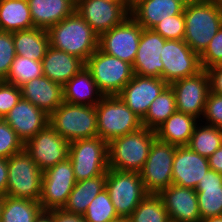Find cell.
Instances as JSON below:
<instances>
[{
  "label": "cell",
  "mask_w": 222,
  "mask_h": 222,
  "mask_svg": "<svg viewBox=\"0 0 222 222\" xmlns=\"http://www.w3.org/2000/svg\"><path fill=\"white\" fill-rule=\"evenodd\" d=\"M16 55L42 61L50 46L49 34L45 29L30 28L13 32Z\"/></svg>",
  "instance_id": "30"
},
{
  "label": "cell",
  "mask_w": 222,
  "mask_h": 222,
  "mask_svg": "<svg viewBox=\"0 0 222 222\" xmlns=\"http://www.w3.org/2000/svg\"><path fill=\"white\" fill-rule=\"evenodd\" d=\"M33 25L49 30L75 12L76 0H28Z\"/></svg>",
  "instance_id": "25"
},
{
  "label": "cell",
  "mask_w": 222,
  "mask_h": 222,
  "mask_svg": "<svg viewBox=\"0 0 222 222\" xmlns=\"http://www.w3.org/2000/svg\"><path fill=\"white\" fill-rule=\"evenodd\" d=\"M177 146L157 137L152 142L147 160L139 172L148 194H159L172 184V167Z\"/></svg>",
  "instance_id": "10"
},
{
  "label": "cell",
  "mask_w": 222,
  "mask_h": 222,
  "mask_svg": "<svg viewBox=\"0 0 222 222\" xmlns=\"http://www.w3.org/2000/svg\"><path fill=\"white\" fill-rule=\"evenodd\" d=\"M22 98L31 102L50 116L63 100V86L46 76L34 78L21 87Z\"/></svg>",
  "instance_id": "22"
},
{
  "label": "cell",
  "mask_w": 222,
  "mask_h": 222,
  "mask_svg": "<svg viewBox=\"0 0 222 222\" xmlns=\"http://www.w3.org/2000/svg\"><path fill=\"white\" fill-rule=\"evenodd\" d=\"M222 145V128L200 121L190 138L188 147L203 157L209 158Z\"/></svg>",
  "instance_id": "34"
},
{
  "label": "cell",
  "mask_w": 222,
  "mask_h": 222,
  "mask_svg": "<svg viewBox=\"0 0 222 222\" xmlns=\"http://www.w3.org/2000/svg\"><path fill=\"white\" fill-rule=\"evenodd\" d=\"M8 182V166L7 159L0 158V196H6V188Z\"/></svg>",
  "instance_id": "46"
},
{
  "label": "cell",
  "mask_w": 222,
  "mask_h": 222,
  "mask_svg": "<svg viewBox=\"0 0 222 222\" xmlns=\"http://www.w3.org/2000/svg\"><path fill=\"white\" fill-rule=\"evenodd\" d=\"M71 160L67 158L43 172L39 203L43 211L62 209L76 183Z\"/></svg>",
  "instance_id": "11"
},
{
  "label": "cell",
  "mask_w": 222,
  "mask_h": 222,
  "mask_svg": "<svg viewBox=\"0 0 222 222\" xmlns=\"http://www.w3.org/2000/svg\"><path fill=\"white\" fill-rule=\"evenodd\" d=\"M53 222H85L80 215L67 213L62 209L53 210Z\"/></svg>",
  "instance_id": "45"
},
{
  "label": "cell",
  "mask_w": 222,
  "mask_h": 222,
  "mask_svg": "<svg viewBox=\"0 0 222 222\" xmlns=\"http://www.w3.org/2000/svg\"><path fill=\"white\" fill-rule=\"evenodd\" d=\"M34 222H53V210L42 211Z\"/></svg>",
  "instance_id": "48"
},
{
  "label": "cell",
  "mask_w": 222,
  "mask_h": 222,
  "mask_svg": "<svg viewBox=\"0 0 222 222\" xmlns=\"http://www.w3.org/2000/svg\"><path fill=\"white\" fill-rule=\"evenodd\" d=\"M184 42L199 56L222 27V12L214 0H196L184 7Z\"/></svg>",
  "instance_id": "2"
},
{
  "label": "cell",
  "mask_w": 222,
  "mask_h": 222,
  "mask_svg": "<svg viewBox=\"0 0 222 222\" xmlns=\"http://www.w3.org/2000/svg\"><path fill=\"white\" fill-rule=\"evenodd\" d=\"M85 222H109L118 218V214L106 189L100 192L83 214Z\"/></svg>",
  "instance_id": "37"
},
{
  "label": "cell",
  "mask_w": 222,
  "mask_h": 222,
  "mask_svg": "<svg viewBox=\"0 0 222 222\" xmlns=\"http://www.w3.org/2000/svg\"><path fill=\"white\" fill-rule=\"evenodd\" d=\"M175 93L177 111L202 119L210 92L209 77L205 69L197 74L170 84Z\"/></svg>",
  "instance_id": "16"
},
{
  "label": "cell",
  "mask_w": 222,
  "mask_h": 222,
  "mask_svg": "<svg viewBox=\"0 0 222 222\" xmlns=\"http://www.w3.org/2000/svg\"><path fill=\"white\" fill-rule=\"evenodd\" d=\"M202 69H207L222 63V27L211 39L209 45L200 55Z\"/></svg>",
  "instance_id": "42"
},
{
  "label": "cell",
  "mask_w": 222,
  "mask_h": 222,
  "mask_svg": "<svg viewBox=\"0 0 222 222\" xmlns=\"http://www.w3.org/2000/svg\"><path fill=\"white\" fill-rule=\"evenodd\" d=\"M168 212L170 222H200L195 189L171 184L158 194Z\"/></svg>",
  "instance_id": "18"
},
{
  "label": "cell",
  "mask_w": 222,
  "mask_h": 222,
  "mask_svg": "<svg viewBox=\"0 0 222 222\" xmlns=\"http://www.w3.org/2000/svg\"><path fill=\"white\" fill-rule=\"evenodd\" d=\"M128 219L129 222H170L168 212L158 194H148Z\"/></svg>",
  "instance_id": "36"
},
{
  "label": "cell",
  "mask_w": 222,
  "mask_h": 222,
  "mask_svg": "<svg viewBox=\"0 0 222 222\" xmlns=\"http://www.w3.org/2000/svg\"><path fill=\"white\" fill-rule=\"evenodd\" d=\"M69 145L70 142L48 125L28 140L24 149L44 172L69 158Z\"/></svg>",
  "instance_id": "15"
},
{
  "label": "cell",
  "mask_w": 222,
  "mask_h": 222,
  "mask_svg": "<svg viewBox=\"0 0 222 222\" xmlns=\"http://www.w3.org/2000/svg\"><path fill=\"white\" fill-rule=\"evenodd\" d=\"M152 30L166 40H183L185 36L184 14L170 16L157 23Z\"/></svg>",
  "instance_id": "39"
},
{
  "label": "cell",
  "mask_w": 222,
  "mask_h": 222,
  "mask_svg": "<svg viewBox=\"0 0 222 222\" xmlns=\"http://www.w3.org/2000/svg\"><path fill=\"white\" fill-rule=\"evenodd\" d=\"M156 138V131L139 130L115 138L108 143V166L118 171L140 172Z\"/></svg>",
  "instance_id": "3"
},
{
  "label": "cell",
  "mask_w": 222,
  "mask_h": 222,
  "mask_svg": "<svg viewBox=\"0 0 222 222\" xmlns=\"http://www.w3.org/2000/svg\"><path fill=\"white\" fill-rule=\"evenodd\" d=\"M104 1H126V0H104Z\"/></svg>",
  "instance_id": "55"
},
{
  "label": "cell",
  "mask_w": 222,
  "mask_h": 222,
  "mask_svg": "<svg viewBox=\"0 0 222 222\" xmlns=\"http://www.w3.org/2000/svg\"><path fill=\"white\" fill-rule=\"evenodd\" d=\"M95 108L98 136L107 143L142 127L141 119L118 95L104 96Z\"/></svg>",
  "instance_id": "5"
},
{
  "label": "cell",
  "mask_w": 222,
  "mask_h": 222,
  "mask_svg": "<svg viewBox=\"0 0 222 222\" xmlns=\"http://www.w3.org/2000/svg\"><path fill=\"white\" fill-rule=\"evenodd\" d=\"M34 28L28 0H0V30L17 32Z\"/></svg>",
  "instance_id": "31"
},
{
  "label": "cell",
  "mask_w": 222,
  "mask_h": 222,
  "mask_svg": "<svg viewBox=\"0 0 222 222\" xmlns=\"http://www.w3.org/2000/svg\"><path fill=\"white\" fill-rule=\"evenodd\" d=\"M6 196L33 201L40 200L43 171L25 149L7 159Z\"/></svg>",
  "instance_id": "7"
},
{
  "label": "cell",
  "mask_w": 222,
  "mask_h": 222,
  "mask_svg": "<svg viewBox=\"0 0 222 222\" xmlns=\"http://www.w3.org/2000/svg\"><path fill=\"white\" fill-rule=\"evenodd\" d=\"M24 150V143L4 119L0 121V158H10Z\"/></svg>",
  "instance_id": "38"
},
{
  "label": "cell",
  "mask_w": 222,
  "mask_h": 222,
  "mask_svg": "<svg viewBox=\"0 0 222 222\" xmlns=\"http://www.w3.org/2000/svg\"><path fill=\"white\" fill-rule=\"evenodd\" d=\"M42 211L38 201L4 196L0 222H34Z\"/></svg>",
  "instance_id": "32"
},
{
  "label": "cell",
  "mask_w": 222,
  "mask_h": 222,
  "mask_svg": "<svg viewBox=\"0 0 222 222\" xmlns=\"http://www.w3.org/2000/svg\"><path fill=\"white\" fill-rule=\"evenodd\" d=\"M85 67L91 72L93 80L104 96L118 95L134 76L132 64L99 48L88 58Z\"/></svg>",
  "instance_id": "6"
},
{
  "label": "cell",
  "mask_w": 222,
  "mask_h": 222,
  "mask_svg": "<svg viewBox=\"0 0 222 222\" xmlns=\"http://www.w3.org/2000/svg\"><path fill=\"white\" fill-rule=\"evenodd\" d=\"M109 222H129V219L126 217H118L115 220L109 221Z\"/></svg>",
  "instance_id": "51"
},
{
  "label": "cell",
  "mask_w": 222,
  "mask_h": 222,
  "mask_svg": "<svg viewBox=\"0 0 222 222\" xmlns=\"http://www.w3.org/2000/svg\"><path fill=\"white\" fill-rule=\"evenodd\" d=\"M3 119L13 128L24 144L49 125V116L23 98Z\"/></svg>",
  "instance_id": "20"
},
{
  "label": "cell",
  "mask_w": 222,
  "mask_h": 222,
  "mask_svg": "<svg viewBox=\"0 0 222 222\" xmlns=\"http://www.w3.org/2000/svg\"><path fill=\"white\" fill-rule=\"evenodd\" d=\"M209 167L222 174V145L208 158Z\"/></svg>",
  "instance_id": "47"
},
{
  "label": "cell",
  "mask_w": 222,
  "mask_h": 222,
  "mask_svg": "<svg viewBox=\"0 0 222 222\" xmlns=\"http://www.w3.org/2000/svg\"><path fill=\"white\" fill-rule=\"evenodd\" d=\"M50 46L80 58L84 63L98 49L99 36L75 11L49 30Z\"/></svg>",
  "instance_id": "1"
},
{
  "label": "cell",
  "mask_w": 222,
  "mask_h": 222,
  "mask_svg": "<svg viewBox=\"0 0 222 222\" xmlns=\"http://www.w3.org/2000/svg\"><path fill=\"white\" fill-rule=\"evenodd\" d=\"M3 197L0 196V221H1V209H2Z\"/></svg>",
  "instance_id": "54"
},
{
  "label": "cell",
  "mask_w": 222,
  "mask_h": 222,
  "mask_svg": "<svg viewBox=\"0 0 222 222\" xmlns=\"http://www.w3.org/2000/svg\"><path fill=\"white\" fill-rule=\"evenodd\" d=\"M200 222H222V215L201 219Z\"/></svg>",
  "instance_id": "49"
},
{
  "label": "cell",
  "mask_w": 222,
  "mask_h": 222,
  "mask_svg": "<svg viewBox=\"0 0 222 222\" xmlns=\"http://www.w3.org/2000/svg\"><path fill=\"white\" fill-rule=\"evenodd\" d=\"M176 111L175 93L168 85L150 104L148 112L141 120L142 127L156 130Z\"/></svg>",
  "instance_id": "33"
},
{
  "label": "cell",
  "mask_w": 222,
  "mask_h": 222,
  "mask_svg": "<svg viewBox=\"0 0 222 222\" xmlns=\"http://www.w3.org/2000/svg\"><path fill=\"white\" fill-rule=\"evenodd\" d=\"M141 0H126L127 6L131 9L135 4H137Z\"/></svg>",
  "instance_id": "50"
},
{
  "label": "cell",
  "mask_w": 222,
  "mask_h": 222,
  "mask_svg": "<svg viewBox=\"0 0 222 222\" xmlns=\"http://www.w3.org/2000/svg\"><path fill=\"white\" fill-rule=\"evenodd\" d=\"M205 70L209 77L210 92L222 95V63Z\"/></svg>",
  "instance_id": "44"
},
{
  "label": "cell",
  "mask_w": 222,
  "mask_h": 222,
  "mask_svg": "<svg viewBox=\"0 0 222 222\" xmlns=\"http://www.w3.org/2000/svg\"><path fill=\"white\" fill-rule=\"evenodd\" d=\"M201 219L222 215V174L209 169L195 189Z\"/></svg>",
  "instance_id": "27"
},
{
  "label": "cell",
  "mask_w": 222,
  "mask_h": 222,
  "mask_svg": "<svg viewBox=\"0 0 222 222\" xmlns=\"http://www.w3.org/2000/svg\"><path fill=\"white\" fill-rule=\"evenodd\" d=\"M105 189L119 217L128 218L148 195L139 172L108 169Z\"/></svg>",
  "instance_id": "9"
},
{
  "label": "cell",
  "mask_w": 222,
  "mask_h": 222,
  "mask_svg": "<svg viewBox=\"0 0 222 222\" xmlns=\"http://www.w3.org/2000/svg\"><path fill=\"white\" fill-rule=\"evenodd\" d=\"M49 125L68 142L98 136L95 106L63 102L49 116Z\"/></svg>",
  "instance_id": "4"
},
{
  "label": "cell",
  "mask_w": 222,
  "mask_h": 222,
  "mask_svg": "<svg viewBox=\"0 0 222 222\" xmlns=\"http://www.w3.org/2000/svg\"><path fill=\"white\" fill-rule=\"evenodd\" d=\"M209 169L208 158L188 146H177L172 167V184L196 189Z\"/></svg>",
  "instance_id": "19"
},
{
  "label": "cell",
  "mask_w": 222,
  "mask_h": 222,
  "mask_svg": "<svg viewBox=\"0 0 222 222\" xmlns=\"http://www.w3.org/2000/svg\"><path fill=\"white\" fill-rule=\"evenodd\" d=\"M16 56L13 33L0 30V81H4Z\"/></svg>",
  "instance_id": "40"
},
{
  "label": "cell",
  "mask_w": 222,
  "mask_h": 222,
  "mask_svg": "<svg viewBox=\"0 0 222 222\" xmlns=\"http://www.w3.org/2000/svg\"><path fill=\"white\" fill-rule=\"evenodd\" d=\"M21 98L20 87L0 81V117L3 119Z\"/></svg>",
  "instance_id": "43"
},
{
  "label": "cell",
  "mask_w": 222,
  "mask_h": 222,
  "mask_svg": "<svg viewBox=\"0 0 222 222\" xmlns=\"http://www.w3.org/2000/svg\"><path fill=\"white\" fill-rule=\"evenodd\" d=\"M176 1L180 2L185 7L188 4L195 2L196 0H176Z\"/></svg>",
  "instance_id": "52"
},
{
  "label": "cell",
  "mask_w": 222,
  "mask_h": 222,
  "mask_svg": "<svg viewBox=\"0 0 222 222\" xmlns=\"http://www.w3.org/2000/svg\"><path fill=\"white\" fill-rule=\"evenodd\" d=\"M166 39L152 29H143L133 64L134 74L161 78L163 63L160 53Z\"/></svg>",
  "instance_id": "21"
},
{
  "label": "cell",
  "mask_w": 222,
  "mask_h": 222,
  "mask_svg": "<svg viewBox=\"0 0 222 222\" xmlns=\"http://www.w3.org/2000/svg\"><path fill=\"white\" fill-rule=\"evenodd\" d=\"M167 86L162 78L134 74L118 96L142 120L150 104Z\"/></svg>",
  "instance_id": "17"
},
{
  "label": "cell",
  "mask_w": 222,
  "mask_h": 222,
  "mask_svg": "<svg viewBox=\"0 0 222 222\" xmlns=\"http://www.w3.org/2000/svg\"><path fill=\"white\" fill-rule=\"evenodd\" d=\"M218 9L222 12V0H214Z\"/></svg>",
  "instance_id": "53"
},
{
  "label": "cell",
  "mask_w": 222,
  "mask_h": 222,
  "mask_svg": "<svg viewBox=\"0 0 222 222\" xmlns=\"http://www.w3.org/2000/svg\"><path fill=\"white\" fill-rule=\"evenodd\" d=\"M69 159L77 182L106 175L108 143L99 136L74 140L69 145Z\"/></svg>",
  "instance_id": "8"
},
{
  "label": "cell",
  "mask_w": 222,
  "mask_h": 222,
  "mask_svg": "<svg viewBox=\"0 0 222 222\" xmlns=\"http://www.w3.org/2000/svg\"><path fill=\"white\" fill-rule=\"evenodd\" d=\"M200 121L203 124L222 128V95L209 92Z\"/></svg>",
  "instance_id": "41"
},
{
  "label": "cell",
  "mask_w": 222,
  "mask_h": 222,
  "mask_svg": "<svg viewBox=\"0 0 222 222\" xmlns=\"http://www.w3.org/2000/svg\"><path fill=\"white\" fill-rule=\"evenodd\" d=\"M85 63L78 57L49 46L42 59L43 75L53 82L65 85Z\"/></svg>",
  "instance_id": "24"
},
{
  "label": "cell",
  "mask_w": 222,
  "mask_h": 222,
  "mask_svg": "<svg viewBox=\"0 0 222 222\" xmlns=\"http://www.w3.org/2000/svg\"><path fill=\"white\" fill-rule=\"evenodd\" d=\"M103 97L86 67L63 85V100L69 104L96 106Z\"/></svg>",
  "instance_id": "26"
},
{
  "label": "cell",
  "mask_w": 222,
  "mask_h": 222,
  "mask_svg": "<svg viewBox=\"0 0 222 222\" xmlns=\"http://www.w3.org/2000/svg\"><path fill=\"white\" fill-rule=\"evenodd\" d=\"M160 57L163 63L161 78L168 85L202 70L200 56L184 40H166Z\"/></svg>",
  "instance_id": "13"
},
{
  "label": "cell",
  "mask_w": 222,
  "mask_h": 222,
  "mask_svg": "<svg viewBox=\"0 0 222 222\" xmlns=\"http://www.w3.org/2000/svg\"><path fill=\"white\" fill-rule=\"evenodd\" d=\"M200 120L183 112H174L155 131L156 137L175 146H187Z\"/></svg>",
  "instance_id": "28"
},
{
  "label": "cell",
  "mask_w": 222,
  "mask_h": 222,
  "mask_svg": "<svg viewBox=\"0 0 222 222\" xmlns=\"http://www.w3.org/2000/svg\"><path fill=\"white\" fill-rule=\"evenodd\" d=\"M106 175L81 180L75 183L62 210L83 216L94 198L105 189Z\"/></svg>",
  "instance_id": "29"
},
{
  "label": "cell",
  "mask_w": 222,
  "mask_h": 222,
  "mask_svg": "<svg viewBox=\"0 0 222 222\" xmlns=\"http://www.w3.org/2000/svg\"><path fill=\"white\" fill-rule=\"evenodd\" d=\"M183 9L176 0H141L130 9V16L143 29H152L160 21L182 14Z\"/></svg>",
  "instance_id": "23"
},
{
  "label": "cell",
  "mask_w": 222,
  "mask_h": 222,
  "mask_svg": "<svg viewBox=\"0 0 222 222\" xmlns=\"http://www.w3.org/2000/svg\"><path fill=\"white\" fill-rule=\"evenodd\" d=\"M143 27L131 16L99 36L98 48L114 57L134 64Z\"/></svg>",
  "instance_id": "12"
},
{
  "label": "cell",
  "mask_w": 222,
  "mask_h": 222,
  "mask_svg": "<svg viewBox=\"0 0 222 222\" xmlns=\"http://www.w3.org/2000/svg\"><path fill=\"white\" fill-rule=\"evenodd\" d=\"M41 76H43L42 61L16 55L4 81L21 87L26 82Z\"/></svg>",
  "instance_id": "35"
},
{
  "label": "cell",
  "mask_w": 222,
  "mask_h": 222,
  "mask_svg": "<svg viewBox=\"0 0 222 222\" xmlns=\"http://www.w3.org/2000/svg\"><path fill=\"white\" fill-rule=\"evenodd\" d=\"M75 11L98 36L130 16L126 1L76 0Z\"/></svg>",
  "instance_id": "14"
}]
</instances>
